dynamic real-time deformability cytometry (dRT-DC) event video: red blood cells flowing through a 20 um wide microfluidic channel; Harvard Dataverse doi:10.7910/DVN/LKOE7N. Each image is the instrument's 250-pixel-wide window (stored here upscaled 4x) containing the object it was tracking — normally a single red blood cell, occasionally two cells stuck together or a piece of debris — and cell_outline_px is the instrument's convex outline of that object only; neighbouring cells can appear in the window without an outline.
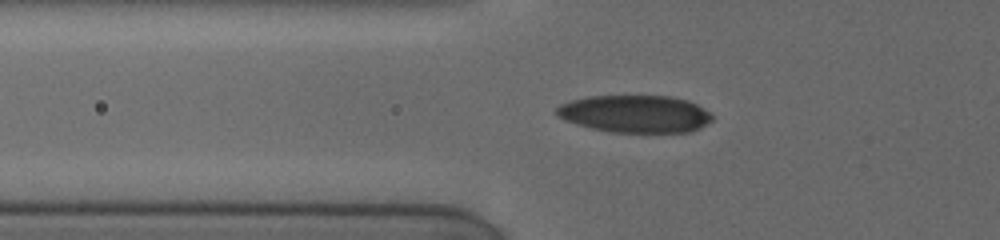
{"species": "human", "species_latin": "Homo sapiens", "temperature_condition": "cold", "stored_images_in_passage": 28, "segment_of_instrument_passage": [1, 2], "camera_frame_rate_fps": 3000, "um_per_image_px": 0.085, "donor": {"sex": "female"}, "frame": {"image": 1, "passage_image": 3, "time_ms": 1.0, "image_size_px": [1000, 240], "cell_outline_px": [[712, 120], [700, 128], [688, 132], [612, 132], [592, 128], [576, 124], [564, 120], [556, 116], [556, 108], [560, 104], [572, 100], [588, 96], [672, 96], [688, 100], [704, 108], [712, 116]], "centroid_in_image_um": [53.97, 9.67], "position_along_channel_um": 71.8, "area_um2": 33.93}}
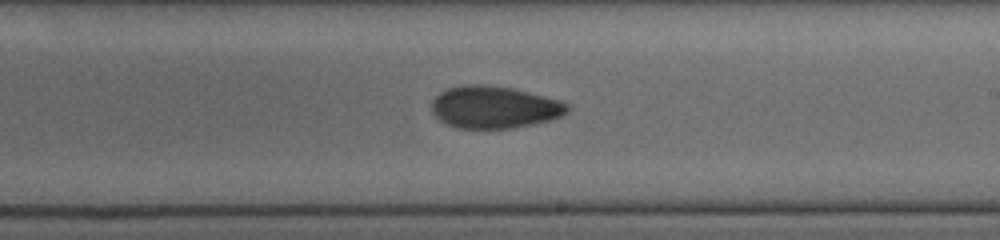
{"frame": {"image": 2, "passage_image": 11, "time_ms": 5.667, "image_size_px": [1000, 240], "cell_outline_px": [[572, 108], [568, 112], [552, 120], [512, 128], [456, 128], [440, 120], [432, 112], [432, 100], [440, 92], [448, 88], [464, 84], [484, 84], [512, 88], [560, 100], [568, 104]], "centroid_in_image_um": [42.03, 9.1], "position_along_channel_um": 247.0, "area_um2": 33.47}}
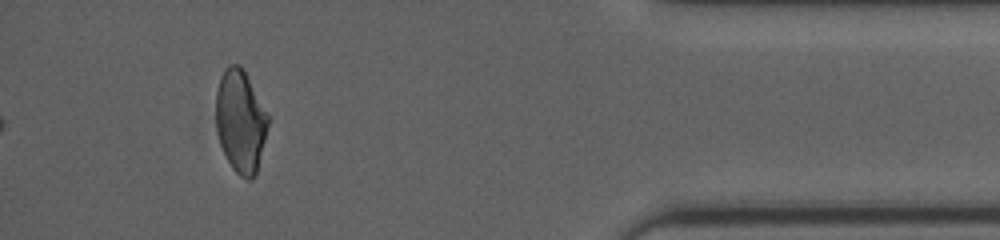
{"frame": {"image": 3, "passage_image": 21, "time_ms": 11.0, "image_size_px": [1000, 240], "cell_outline_px": [[268, 124], [256, 172], [248, 180], [240, 176], [232, 168], [220, 144], [216, 132], [216, 92], [220, 76], [224, 68], [228, 64], [240, 64], [268, 116]], "centroid_in_image_um": [20.4, 10.28], "position_along_channel_um": 414.8, "area_um2": 30.58}}